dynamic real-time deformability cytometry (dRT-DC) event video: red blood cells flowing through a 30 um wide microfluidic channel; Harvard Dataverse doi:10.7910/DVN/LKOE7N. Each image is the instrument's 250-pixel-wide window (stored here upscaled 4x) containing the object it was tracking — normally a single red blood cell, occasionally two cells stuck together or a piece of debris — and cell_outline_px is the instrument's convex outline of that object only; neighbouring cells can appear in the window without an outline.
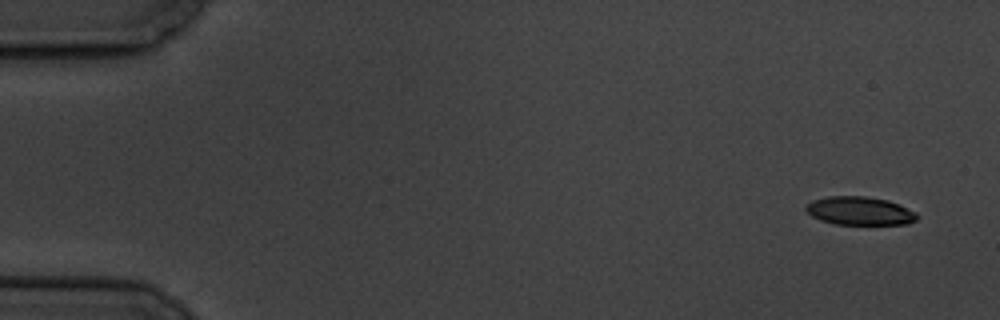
{"species": "common noctule bat (a hibernating species)", "species_latin": "Nyctalus noctula", "temperature_condition": "cold", "stored_images_in_passage": 6, "camera_frame_rate_fps": 3000, "um_per_image_px": 0.085, "animal": {"sex": "male", "body_mass_g": 19.5, "forearm_length_mm": 54.6}, "frame": {"image": 1, "passage_image": 1, "time_ms": 0.0, "image_size_px": [1000, 320], "cell_outline_px": [[916, 220], [908, 224], [836, 224], [820, 220], [812, 216], [804, 208], [812, 200], [828, 196], [864, 196], [888, 200], [916, 212]], "centroid_in_image_um": [73.05, 17.92], "position_along_channel_um": 11.9, "area_um2": 18.21}}